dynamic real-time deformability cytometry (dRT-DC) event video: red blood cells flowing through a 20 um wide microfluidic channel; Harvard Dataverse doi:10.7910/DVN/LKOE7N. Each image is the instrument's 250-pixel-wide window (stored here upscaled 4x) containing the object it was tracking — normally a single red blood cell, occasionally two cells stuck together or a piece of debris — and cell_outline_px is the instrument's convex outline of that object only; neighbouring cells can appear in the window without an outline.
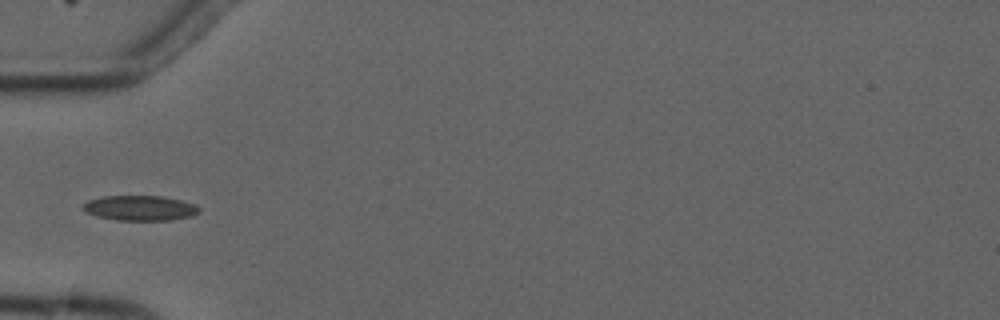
{"species": "common noctule bat (a hibernating species)", "species_latin": "Nyctalus noctula", "temperature_condition": "cold", "stored_images_in_passage": 6, "camera_frame_rate_fps": 3000, "um_per_image_px": 0.085, "animal": {"sex": "male", "forearm_length_mm": 52.5}, "frame": {"image": 1, "passage_image": 5, "time_ms": 6.0, "image_size_px": [1000, 320], "cell_outline_px": [[200, 212], [192, 216], [172, 220], [116, 220], [96, 216], [80, 208], [88, 200], [104, 196], [160, 196], [180, 200], [192, 204], [200, 208]], "centroid_in_image_um": [11.89, 17.69], "position_along_channel_um": 73.1, "area_um2": 16.88}}